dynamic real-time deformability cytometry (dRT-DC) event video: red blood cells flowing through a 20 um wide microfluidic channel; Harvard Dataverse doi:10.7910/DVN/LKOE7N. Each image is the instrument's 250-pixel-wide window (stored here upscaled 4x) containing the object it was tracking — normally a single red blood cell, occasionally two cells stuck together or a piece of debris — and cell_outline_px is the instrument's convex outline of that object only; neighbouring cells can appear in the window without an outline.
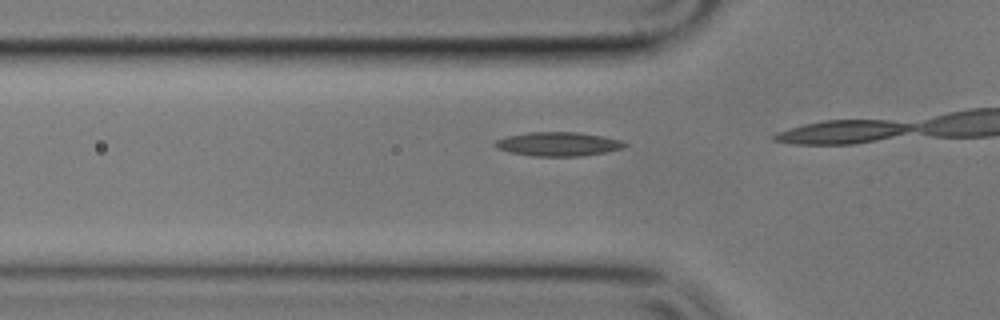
{"species": "common noctule bat (a hibernating species)", "species_latin": "Nyctalus noctula", "temperature_condition": "cold", "stored_images_in_passage": 12, "camera_frame_rate_fps": 3000, "um_per_image_px": 0.085, "animal": {"sex": "male", "body_mass_g": 17.9}, "frame": {"image": 1, "passage_image": 10, "time_ms": 3.0, "image_size_px": [1000, 320], "cell_outline_px": [[628, 144], [624, 148], [604, 152], [580, 156], [532, 156], [508, 152], [496, 148], [492, 144], [496, 140], [508, 136], [528, 132], [576, 132], [604, 136], [624, 140]], "centroid_in_image_um": [47.45, 12.24], "position_along_channel_um": 78.4, "area_um2": 18.26}}